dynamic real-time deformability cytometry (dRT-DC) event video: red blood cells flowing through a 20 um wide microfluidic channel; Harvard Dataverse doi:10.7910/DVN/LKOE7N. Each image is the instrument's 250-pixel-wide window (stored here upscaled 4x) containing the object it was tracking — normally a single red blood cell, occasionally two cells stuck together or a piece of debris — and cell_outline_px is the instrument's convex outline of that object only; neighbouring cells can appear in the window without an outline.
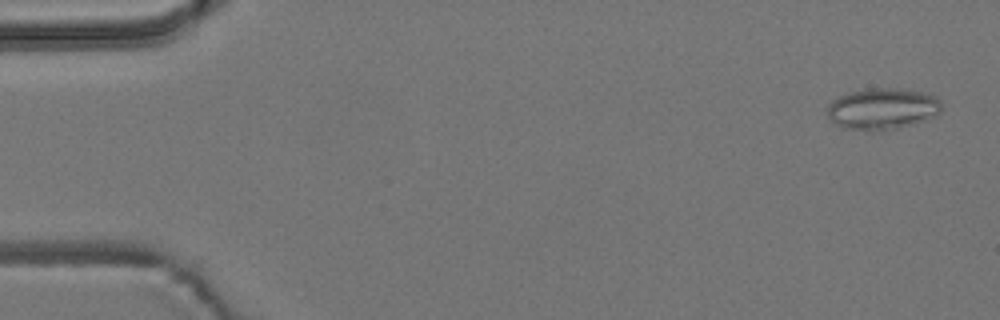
{"species": "common noctule bat (a hibernating species)", "species_latin": "Nyctalus noctula", "temperature_condition": "room temperature", "stored_images_in_passage": 5, "camera_frame_rate_fps": 3000, "um_per_image_px": 0.085, "animal": {"sex": "male", "body_mass_g": 19.2, "forearm_length_mm": 51.8}, "frame": {"image": 1, "passage_image": 1, "time_ms": 0.0, "image_size_px": [1000, 320], "cell_outline_px": [[940, 112], [936, 116], [912, 124], [880, 132], [868, 132], [844, 128], [836, 124], [828, 116], [828, 104], [832, 100], [848, 92], [872, 88], [892, 88], [924, 92], [936, 96], [940, 100]], "centroid_in_image_um": [75.0, 9.26], "position_along_channel_um": 10.0, "area_um2": 27.74}}
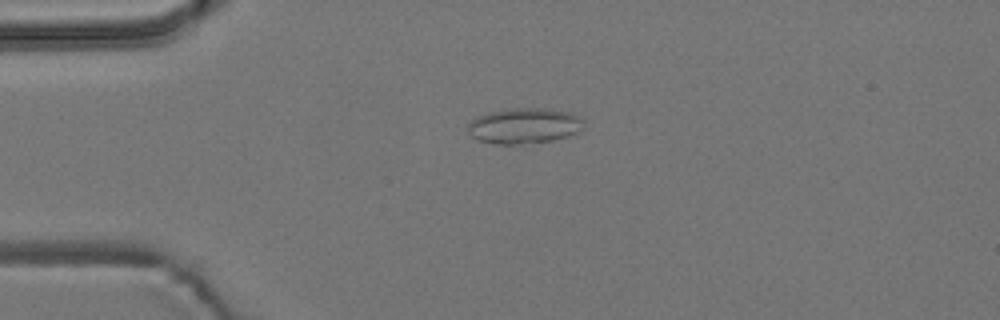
{"frame": {"image": 2, "passage_image": 4, "time_ms": 3.667, "image_size_px": [1000, 320], "cell_outline_px": [[584, 128], [580, 132], [568, 136], [552, 140], [520, 144], [496, 144], [476, 140], [468, 132], [468, 124], [476, 116], [492, 112], [512, 108], [540, 108], [568, 112], [584, 120]], "centroid_in_image_um": [44.56, 10.7], "position_along_channel_um": 40.4, "area_um2": 23.99}}